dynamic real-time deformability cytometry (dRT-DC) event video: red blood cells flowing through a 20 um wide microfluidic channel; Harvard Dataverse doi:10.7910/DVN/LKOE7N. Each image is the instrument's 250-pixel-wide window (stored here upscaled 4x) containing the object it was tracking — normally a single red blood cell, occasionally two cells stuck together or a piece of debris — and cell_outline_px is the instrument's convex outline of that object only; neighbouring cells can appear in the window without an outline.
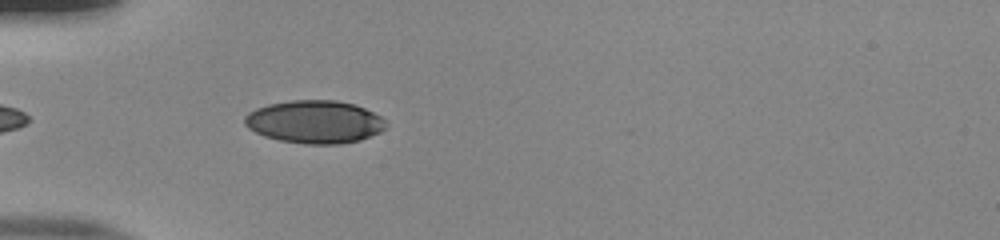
{"species": "human", "species_latin": "Homo sapiens", "temperature_condition": "room temperature", "stored_images_in_passage": 25, "camera_frame_rate_fps": 3000, "um_per_image_px": 0.085, "donor": {"sex": "male"}, "frame": {"image": 1, "passage_image": 3, "time_ms": 0.667, "image_size_px": [1000, 240], "cell_outline_px": [[388, 124], [380, 132], [360, 140], [340, 144], [304, 144], [280, 140], [264, 136], [248, 128], [244, 124], [244, 116], [248, 112], [256, 108], [268, 104], [292, 100], [336, 100], [356, 104], [380, 116]], "centroid_in_image_um": [26.74, 10.35], "position_along_channel_um": 58.3, "area_um2": 35.43}}
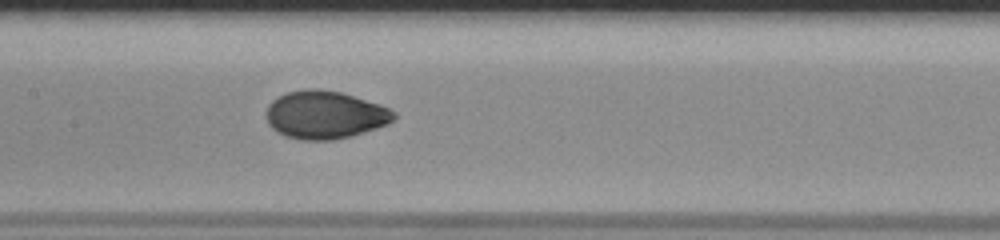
{"frame": {"image": 2, "passage_image": 13, "time_ms": 4.0, "image_size_px": [1000, 240], "cell_outline_px": [[396, 116], [388, 124], [352, 136], [332, 140], [300, 140], [284, 136], [272, 128], [268, 124], [264, 116], [268, 104], [272, 100], [288, 92], [308, 88], [316, 88], [340, 92], [380, 104], [396, 112]], "centroid_in_image_um": [27.59, 9.77], "position_along_channel_um": 179.8, "area_um2": 35.84}}
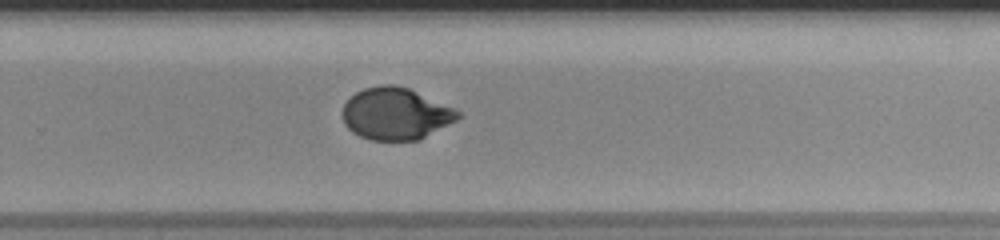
{"frame": {"image": 3, "passage_image": 22, "time_ms": 7.0, "image_size_px": [1000, 240], "cell_outline_px": [[460, 116], [456, 120], [420, 140], [372, 140], [360, 136], [352, 132], [344, 124], [340, 112], [344, 104], [356, 92], [364, 88], [380, 84], [392, 84], [408, 88], [456, 108], [460, 112]], "centroid_in_image_um": [33.61, 9.66], "position_along_channel_um": 296.2, "area_um2": 35.14}}